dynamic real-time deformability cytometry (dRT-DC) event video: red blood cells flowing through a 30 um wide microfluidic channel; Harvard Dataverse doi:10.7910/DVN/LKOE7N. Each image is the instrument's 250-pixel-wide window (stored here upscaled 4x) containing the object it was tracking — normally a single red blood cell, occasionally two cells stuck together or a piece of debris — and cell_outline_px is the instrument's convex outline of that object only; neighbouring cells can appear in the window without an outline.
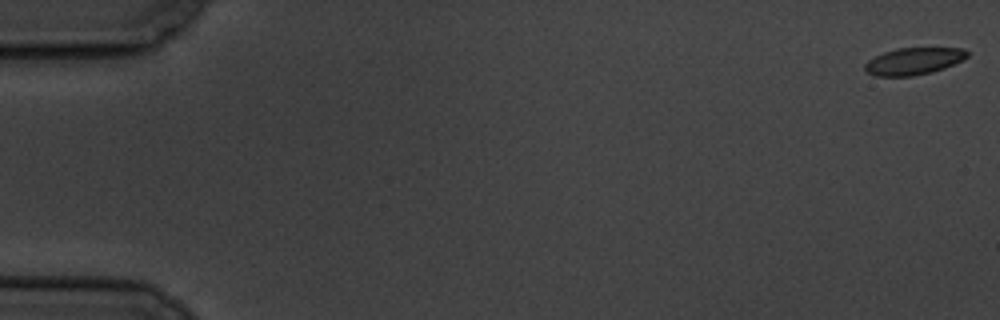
{"species": "common noctule bat (a hibernating species)", "species_latin": "Nyctalus noctula", "temperature_condition": "cold", "stored_images_in_passage": 6, "camera_frame_rate_fps": 3000, "um_per_image_px": 0.085, "animal": {"sex": "male", "body_mass_g": 19.5, "forearm_length_mm": 54.6}, "frame": {"image": 1, "passage_image": 1, "time_ms": 0.0, "image_size_px": [1000, 320], "cell_outline_px": [[968, 56], [964, 60], [944, 68], [932, 72], [912, 76], [876, 76], [868, 72], [864, 68], [864, 64], [868, 60], [884, 52], [896, 48], [964, 48], [968, 52]], "centroid_in_image_um": [77.68, 5.2], "position_along_channel_um": 7.3, "area_um2": 16.13}}
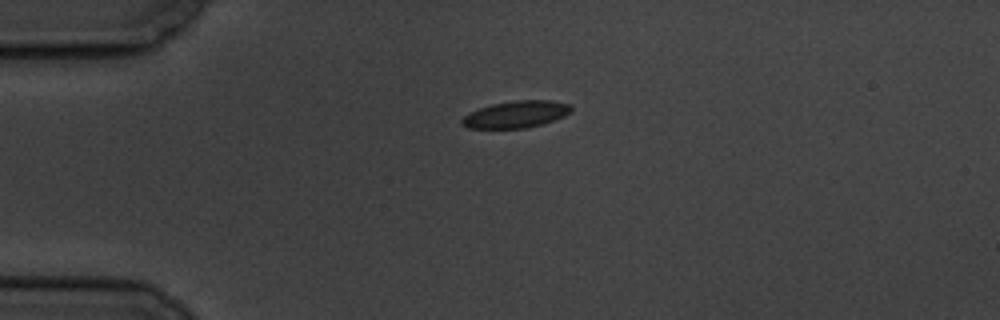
{"frame": {"image": 2, "passage_image": 5, "time_ms": 4.667, "image_size_px": [1000, 320], "cell_outline_px": [[572, 112], [564, 116], [544, 124], [528, 128], [468, 128], [460, 124], [460, 120], [468, 112], [492, 104], [516, 100], [552, 100], [572, 104]], "centroid_in_image_um": [43.89, 9.72], "position_along_channel_um": 41.1, "area_um2": 17.4}}